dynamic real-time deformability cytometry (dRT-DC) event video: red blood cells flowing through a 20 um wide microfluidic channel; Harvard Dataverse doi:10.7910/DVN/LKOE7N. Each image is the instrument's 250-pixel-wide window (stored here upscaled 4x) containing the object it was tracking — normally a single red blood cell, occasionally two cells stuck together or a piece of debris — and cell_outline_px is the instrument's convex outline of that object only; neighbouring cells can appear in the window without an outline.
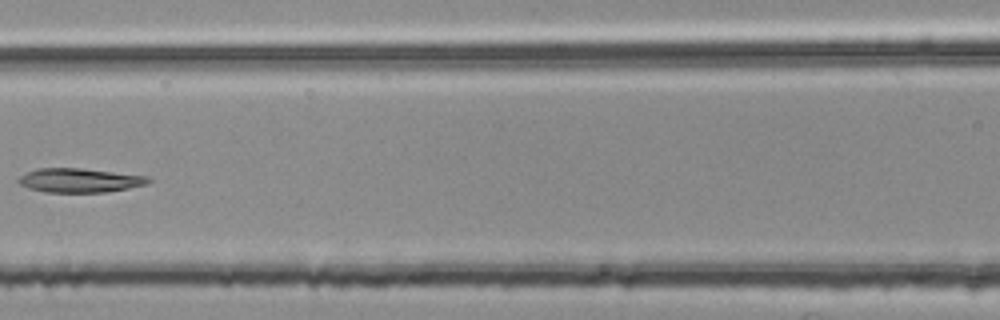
{"species": "common noctule bat (a hibernating species)", "species_latin": "Nyctalus noctula", "temperature_condition": "room temperature", "stored_images_in_passage": 5, "camera_frame_rate_fps": 3000, "um_per_image_px": 0.085, "animal": {"sex": "female", "body_mass_g": 25.1}, "frame": {"image": 1, "passage_image": 5, "time_ms": 1.333, "image_size_px": [1000, 320], "cell_outline_px": [[152, 180], [148, 184], [128, 188], [104, 192], [48, 192], [28, 188], [20, 184], [16, 180], [20, 176], [36, 168], [80, 168], [148, 176]], "centroid_in_image_um": [6.77, 15.32], "position_along_channel_um": 159.8, "area_um2": 18.15}}